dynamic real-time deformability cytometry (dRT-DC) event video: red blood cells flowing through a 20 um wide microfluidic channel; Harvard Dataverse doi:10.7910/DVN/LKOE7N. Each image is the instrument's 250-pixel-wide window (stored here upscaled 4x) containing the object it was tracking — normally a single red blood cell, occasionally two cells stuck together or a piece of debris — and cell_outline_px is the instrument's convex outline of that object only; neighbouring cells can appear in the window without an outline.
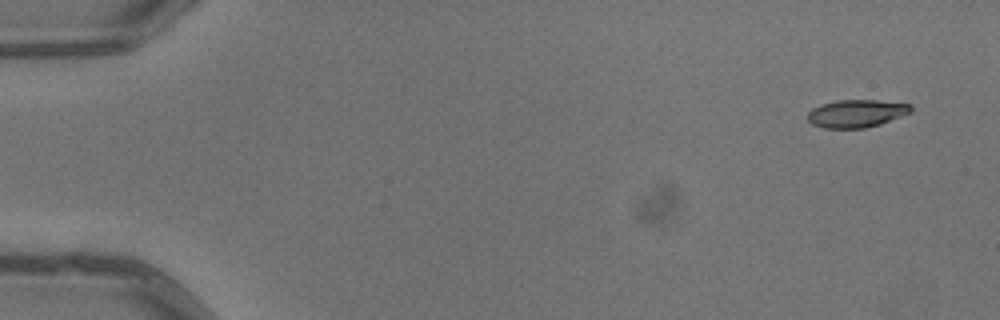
{"species": "common noctule bat (a hibernating species)", "species_latin": "Nyctalus noctula", "temperature_condition": "warm", "stored_images_in_passage": 4, "camera_frame_rate_fps": 3000, "um_per_image_px": 0.085, "animal": {"sex": "male", "body_mass_g": 13.3}, "frame": {"image": 1, "passage_image": 1, "time_ms": 0.0, "image_size_px": [1000, 320], "cell_outline_px": [[912, 112], [880, 124], [864, 128], [824, 128], [812, 124], [808, 120], [808, 112], [812, 108], [820, 104], [836, 100], [876, 100], [912, 104]], "centroid_in_image_um": [72.79, 9.64], "position_along_channel_um": 12.2, "area_um2": 16.76}}